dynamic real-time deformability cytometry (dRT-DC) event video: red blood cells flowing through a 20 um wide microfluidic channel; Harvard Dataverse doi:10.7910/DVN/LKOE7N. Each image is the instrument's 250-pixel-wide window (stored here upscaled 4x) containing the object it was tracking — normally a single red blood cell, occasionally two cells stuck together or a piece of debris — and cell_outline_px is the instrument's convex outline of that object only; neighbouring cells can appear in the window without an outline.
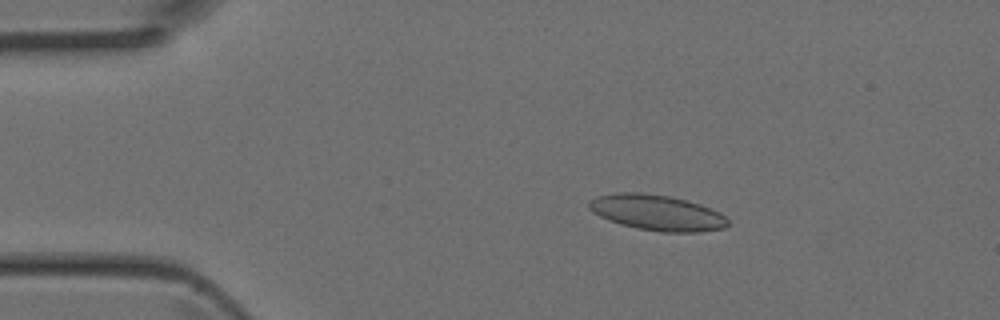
{"species": "Egyptian fruit bat (a non-hibernating species)", "species_latin": "Rousettus aegyptiacus", "temperature_condition": "room temperature", "stored_images_in_passage": 3, "camera_frame_rate_fps": 3000, "um_per_image_px": 0.085, "animal": {"sex": "female"}, "frame": {"image": 1, "passage_image": 2, "time_ms": 0.333, "image_size_px": [1000, 320], "cell_outline_px": [[728, 224], [724, 228], [700, 232], [660, 232], [636, 228], [620, 224], [608, 220], [592, 212], [588, 208], [588, 200], [596, 196], [616, 192], [644, 192], [668, 196], [700, 204], [720, 212], [728, 220]], "centroid_in_image_um": [55.8, 18.07], "position_along_channel_um": 29.2, "area_um2": 29.02}}